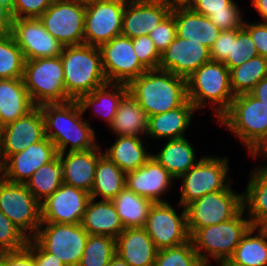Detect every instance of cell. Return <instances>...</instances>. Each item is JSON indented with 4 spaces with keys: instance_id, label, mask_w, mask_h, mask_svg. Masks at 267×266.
Segmentation results:
<instances>
[{
    "instance_id": "cell-1",
    "label": "cell",
    "mask_w": 267,
    "mask_h": 266,
    "mask_svg": "<svg viewBox=\"0 0 267 266\" xmlns=\"http://www.w3.org/2000/svg\"><path fill=\"white\" fill-rule=\"evenodd\" d=\"M39 107L45 136L55 145L57 153L86 151L99 145L98 133L86 120L77 100L45 103Z\"/></svg>"
},
{
    "instance_id": "cell-2",
    "label": "cell",
    "mask_w": 267,
    "mask_h": 266,
    "mask_svg": "<svg viewBox=\"0 0 267 266\" xmlns=\"http://www.w3.org/2000/svg\"><path fill=\"white\" fill-rule=\"evenodd\" d=\"M127 86L148 117L180 107L188 100L186 79L161 69L146 70Z\"/></svg>"
},
{
    "instance_id": "cell-3",
    "label": "cell",
    "mask_w": 267,
    "mask_h": 266,
    "mask_svg": "<svg viewBox=\"0 0 267 266\" xmlns=\"http://www.w3.org/2000/svg\"><path fill=\"white\" fill-rule=\"evenodd\" d=\"M186 81L188 100L197 112L209 108L217 121L230 108L235 96L230 83V70L223 62H206Z\"/></svg>"
},
{
    "instance_id": "cell-4",
    "label": "cell",
    "mask_w": 267,
    "mask_h": 266,
    "mask_svg": "<svg viewBox=\"0 0 267 266\" xmlns=\"http://www.w3.org/2000/svg\"><path fill=\"white\" fill-rule=\"evenodd\" d=\"M60 58L66 95L78 100L107 83L99 47L87 44L64 46Z\"/></svg>"
},
{
    "instance_id": "cell-5",
    "label": "cell",
    "mask_w": 267,
    "mask_h": 266,
    "mask_svg": "<svg viewBox=\"0 0 267 266\" xmlns=\"http://www.w3.org/2000/svg\"><path fill=\"white\" fill-rule=\"evenodd\" d=\"M217 123L238 138L248 156L267 139V107L250 93L236 95Z\"/></svg>"
},
{
    "instance_id": "cell-6",
    "label": "cell",
    "mask_w": 267,
    "mask_h": 266,
    "mask_svg": "<svg viewBox=\"0 0 267 266\" xmlns=\"http://www.w3.org/2000/svg\"><path fill=\"white\" fill-rule=\"evenodd\" d=\"M252 226L242 209L230 220L197 229L190 240L204 266H213L212 261L218 265L233 255L240 240Z\"/></svg>"
},
{
    "instance_id": "cell-7",
    "label": "cell",
    "mask_w": 267,
    "mask_h": 266,
    "mask_svg": "<svg viewBox=\"0 0 267 266\" xmlns=\"http://www.w3.org/2000/svg\"><path fill=\"white\" fill-rule=\"evenodd\" d=\"M228 156L203 155L177 180L181 183L178 203L184 208L207 193L227 189L232 185Z\"/></svg>"
},
{
    "instance_id": "cell-8",
    "label": "cell",
    "mask_w": 267,
    "mask_h": 266,
    "mask_svg": "<svg viewBox=\"0 0 267 266\" xmlns=\"http://www.w3.org/2000/svg\"><path fill=\"white\" fill-rule=\"evenodd\" d=\"M22 79L35 106L70 101L60 56L26 60Z\"/></svg>"
},
{
    "instance_id": "cell-9",
    "label": "cell",
    "mask_w": 267,
    "mask_h": 266,
    "mask_svg": "<svg viewBox=\"0 0 267 266\" xmlns=\"http://www.w3.org/2000/svg\"><path fill=\"white\" fill-rule=\"evenodd\" d=\"M190 236L206 226L216 225L234 218L242 209V193L230 185L225 190L207 193L186 207Z\"/></svg>"
},
{
    "instance_id": "cell-10",
    "label": "cell",
    "mask_w": 267,
    "mask_h": 266,
    "mask_svg": "<svg viewBox=\"0 0 267 266\" xmlns=\"http://www.w3.org/2000/svg\"><path fill=\"white\" fill-rule=\"evenodd\" d=\"M88 236L81 223H41L33 239L66 266H78Z\"/></svg>"
},
{
    "instance_id": "cell-11",
    "label": "cell",
    "mask_w": 267,
    "mask_h": 266,
    "mask_svg": "<svg viewBox=\"0 0 267 266\" xmlns=\"http://www.w3.org/2000/svg\"><path fill=\"white\" fill-rule=\"evenodd\" d=\"M144 228L158 250L190 241L186 209L179 203L175 206L171 201L154 203L149 210Z\"/></svg>"
},
{
    "instance_id": "cell-12",
    "label": "cell",
    "mask_w": 267,
    "mask_h": 266,
    "mask_svg": "<svg viewBox=\"0 0 267 266\" xmlns=\"http://www.w3.org/2000/svg\"><path fill=\"white\" fill-rule=\"evenodd\" d=\"M0 210L28 238L32 239L41 224V205L26 184L0 180Z\"/></svg>"
},
{
    "instance_id": "cell-13",
    "label": "cell",
    "mask_w": 267,
    "mask_h": 266,
    "mask_svg": "<svg viewBox=\"0 0 267 266\" xmlns=\"http://www.w3.org/2000/svg\"><path fill=\"white\" fill-rule=\"evenodd\" d=\"M85 11L84 3L55 0L39 20L62 45H81L84 44Z\"/></svg>"
},
{
    "instance_id": "cell-14",
    "label": "cell",
    "mask_w": 267,
    "mask_h": 266,
    "mask_svg": "<svg viewBox=\"0 0 267 266\" xmlns=\"http://www.w3.org/2000/svg\"><path fill=\"white\" fill-rule=\"evenodd\" d=\"M127 0H97L86 4L84 44L100 47L121 35Z\"/></svg>"
},
{
    "instance_id": "cell-15",
    "label": "cell",
    "mask_w": 267,
    "mask_h": 266,
    "mask_svg": "<svg viewBox=\"0 0 267 266\" xmlns=\"http://www.w3.org/2000/svg\"><path fill=\"white\" fill-rule=\"evenodd\" d=\"M99 49L107 82L128 85L147 70L139 62L132 39L127 36L118 35Z\"/></svg>"
},
{
    "instance_id": "cell-16",
    "label": "cell",
    "mask_w": 267,
    "mask_h": 266,
    "mask_svg": "<svg viewBox=\"0 0 267 266\" xmlns=\"http://www.w3.org/2000/svg\"><path fill=\"white\" fill-rule=\"evenodd\" d=\"M9 33L25 60L60 56L64 47L44 28L39 18H13Z\"/></svg>"
},
{
    "instance_id": "cell-17",
    "label": "cell",
    "mask_w": 267,
    "mask_h": 266,
    "mask_svg": "<svg viewBox=\"0 0 267 266\" xmlns=\"http://www.w3.org/2000/svg\"><path fill=\"white\" fill-rule=\"evenodd\" d=\"M90 198V193L63 183L40 203L41 223L80 224Z\"/></svg>"
},
{
    "instance_id": "cell-18",
    "label": "cell",
    "mask_w": 267,
    "mask_h": 266,
    "mask_svg": "<svg viewBox=\"0 0 267 266\" xmlns=\"http://www.w3.org/2000/svg\"><path fill=\"white\" fill-rule=\"evenodd\" d=\"M44 120L39 106L26 115L3 126L0 132V152L3 161L24 151L45 138Z\"/></svg>"
},
{
    "instance_id": "cell-19",
    "label": "cell",
    "mask_w": 267,
    "mask_h": 266,
    "mask_svg": "<svg viewBox=\"0 0 267 266\" xmlns=\"http://www.w3.org/2000/svg\"><path fill=\"white\" fill-rule=\"evenodd\" d=\"M174 181L176 182L153 156L143 166L126 173V187L154 203L168 202V192L176 186Z\"/></svg>"
},
{
    "instance_id": "cell-20",
    "label": "cell",
    "mask_w": 267,
    "mask_h": 266,
    "mask_svg": "<svg viewBox=\"0 0 267 266\" xmlns=\"http://www.w3.org/2000/svg\"><path fill=\"white\" fill-rule=\"evenodd\" d=\"M210 49L205 45L176 36L161 53L158 69L187 79L201 65L210 61Z\"/></svg>"
},
{
    "instance_id": "cell-21",
    "label": "cell",
    "mask_w": 267,
    "mask_h": 266,
    "mask_svg": "<svg viewBox=\"0 0 267 266\" xmlns=\"http://www.w3.org/2000/svg\"><path fill=\"white\" fill-rule=\"evenodd\" d=\"M57 155L55 145L45 137L4 161V179L11 183L25 184L36 170Z\"/></svg>"
},
{
    "instance_id": "cell-22",
    "label": "cell",
    "mask_w": 267,
    "mask_h": 266,
    "mask_svg": "<svg viewBox=\"0 0 267 266\" xmlns=\"http://www.w3.org/2000/svg\"><path fill=\"white\" fill-rule=\"evenodd\" d=\"M170 13L171 10L161 0H127L121 35L131 39L149 35Z\"/></svg>"
},
{
    "instance_id": "cell-23",
    "label": "cell",
    "mask_w": 267,
    "mask_h": 266,
    "mask_svg": "<svg viewBox=\"0 0 267 266\" xmlns=\"http://www.w3.org/2000/svg\"><path fill=\"white\" fill-rule=\"evenodd\" d=\"M86 151L58 153L63 165V183L91 193L98 159L104 154L103 147Z\"/></svg>"
},
{
    "instance_id": "cell-24",
    "label": "cell",
    "mask_w": 267,
    "mask_h": 266,
    "mask_svg": "<svg viewBox=\"0 0 267 266\" xmlns=\"http://www.w3.org/2000/svg\"><path fill=\"white\" fill-rule=\"evenodd\" d=\"M194 105L187 100L183 105L165 113L150 116L146 139L171 140L186 137L185 134L193 124ZM148 137V138H147Z\"/></svg>"
},
{
    "instance_id": "cell-25",
    "label": "cell",
    "mask_w": 267,
    "mask_h": 266,
    "mask_svg": "<svg viewBox=\"0 0 267 266\" xmlns=\"http://www.w3.org/2000/svg\"><path fill=\"white\" fill-rule=\"evenodd\" d=\"M128 93V86L121 83H110L94 89L89 94L82 95L77 101L84 115L90 113L97 119L101 118L106 127L112 123L123 97ZM93 113V114H92Z\"/></svg>"
},
{
    "instance_id": "cell-26",
    "label": "cell",
    "mask_w": 267,
    "mask_h": 266,
    "mask_svg": "<svg viewBox=\"0 0 267 266\" xmlns=\"http://www.w3.org/2000/svg\"><path fill=\"white\" fill-rule=\"evenodd\" d=\"M157 252L144 227L125 228L116 238V255L130 266H154Z\"/></svg>"
},
{
    "instance_id": "cell-27",
    "label": "cell",
    "mask_w": 267,
    "mask_h": 266,
    "mask_svg": "<svg viewBox=\"0 0 267 266\" xmlns=\"http://www.w3.org/2000/svg\"><path fill=\"white\" fill-rule=\"evenodd\" d=\"M145 137L115 136L111 146L103 149L104 154L113 161L123 172L128 173L143 166L151 157ZM148 146H147V145Z\"/></svg>"
},
{
    "instance_id": "cell-28",
    "label": "cell",
    "mask_w": 267,
    "mask_h": 266,
    "mask_svg": "<svg viewBox=\"0 0 267 266\" xmlns=\"http://www.w3.org/2000/svg\"><path fill=\"white\" fill-rule=\"evenodd\" d=\"M163 145L159 150L152 152V156L168 171V173L177 181L191 167H194L202 158L198 157L194 144L192 145L187 136L179 139L161 141Z\"/></svg>"
},
{
    "instance_id": "cell-29",
    "label": "cell",
    "mask_w": 267,
    "mask_h": 266,
    "mask_svg": "<svg viewBox=\"0 0 267 266\" xmlns=\"http://www.w3.org/2000/svg\"><path fill=\"white\" fill-rule=\"evenodd\" d=\"M81 224L89 235H106L114 239L125 229L112 200L90 198Z\"/></svg>"
},
{
    "instance_id": "cell-30",
    "label": "cell",
    "mask_w": 267,
    "mask_h": 266,
    "mask_svg": "<svg viewBox=\"0 0 267 266\" xmlns=\"http://www.w3.org/2000/svg\"><path fill=\"white\" fill-rule=\"evenodd\" d=\"M177 36L199 42L209 49L221 30L205 15L195 13L190 8L172 10Z\"/></svg>"
},
{
    "instance_id": "cell-31",
    "label": "cell",
    "mask_w": 267,
    "mask_h": 266,
    "mask_svg": "<svg viewBox=\"0 0 267 266\" xmlns=\"http://www.w3.org/2000/svg\"><path fill=\"white\" fill-rule=\"evenodd\" d=\"M148 120L147 113L128 92L121 100L108 130L112 136L146 137Z\"/></svg>"
},
{
    "instance_id": "cell-32",
    "label": "cell",
    "mask_w": 267,
    "mask_h": 266,
    "mask_svg": "<svg viewBox=\"0 0 267 266\" xmlns=\"http://www.w3.org/2000/svg\"><path fill=\"white\" fill-rule=\"evenodd\" d=\"M34 107L22 78L0 79V119L3 125L26 115Z\"/></svg>"
},
{
    "instance_id": "cell-33",
    "label": "cell",
    "mask_w": 267,
    "mask_h": 266,
    "mask_svg": "<svg viewBox=\"0 0 267 266\" xmlns=\"http://www.w3.org/2000/svg\"><path fill=\"white\" fill-rule=\"evenodd\" d=\"M247 185L242 192V204L251 224L257 226L267 217V170L255 166L248 174Z\"/></svg>"
},
{
    "instance_id": "cell-34",
    "label": "cell",
    "mask_w": 267,
    "mask_h": 266,
    "mask_svg": "<svg viewBox=\"0 0 267 266\" xmlns=\"http://www.w3.org/2000/svg\"><path fill=\"white\" fill-rule=\"evenodd\" d=\"M126 187V173L103 154L97 162L95 180L90 197L112 200Z\"/></svg>"
},
{
    "instance_id": "cell-35",
    "label": "cell",
    "mask_w": 267,
    "mask_h": 266,
    "mask_svg": "<svg viewBox=\"0 0 267 266\" xmlns=\"http://www.w3.org/2000/svg\"><path fill=\"white\" fill-rule=\"evenodd\" d=\"M228 261L236 266H267V235L252 226Z\"/></svg>"
},
{
    "instance_id": "cell-36",
    "label": "cell",
    "mask_w": 267,
    "mask_h": 266,
    "mask_svg": "<svg viewBox=\"0 0 267 266\" xmlns=\"http://www.w3.org/2000/svg\"><path fill=\"white\" fill-rule=\"evenodd\" d=\"M112 201L124 228L144 227L149 210L154 204L152 200L139 196L127 187L122 189Z\"/></svg>"
},
{
    "instance_id": "cell-37",
    "label": "cell",
    "mask_w": 267,
    "mask_h": 266,
    "mask_svg": "<svg viewBox=\"0 0 267 266\" xmlns=\"http://www.w3.org/2000/svg\"><path fill=\"white\" fill-rule=\"evenodd\" d=\"M25 184L39 203L51 196L63 184V165L59 155L36 170Z\"/></svg>"
},
{
    "instance_id": "cell-38",
    "label": "cell",
    "mask_w": 267,
    "mask_h": 266,
    "mask_svg": "<svg viewBox=\"0 0 267 266\" xmlns=\"http://www.w3.org/2000/svg\"><path fill=\"white\" fill-rule=\"evenodd\" d=\"M266 76L267 58L261 55L230 69V83L234 96L249 93Z\"/></svg>"
},
{
    "instance_id": "cell-39",
    "label": "cell",
    "mask_w": 267,
    "mask_h": 266,
    "mask_svg": "<svg viewBox=\"0 0 267 266\" xmlns=\"http://www.w3.org/2000/svg\"><path fill=\"white\" fill-rule=\"evenodd\" d=\"M25 61L12 35L0 34V79L22 78Z\"/></svg>"
},
{
    "instance_id": "cell-40",
    "label": "cell",
    "mask_w": 267,
    "mask_h": 266,
    "mask_svg": "<svg viewBox=\"0 0 267 266\" xmlns=\"http://www.w3.org/2000/svg\"><path fill=\"white\" fill-rule=\"evenodd\" d=\"M116 255V239L106 235H89L78 266H108Z\"/></svg>"
},
{
    "instance_id": "cell-41",
    "label": "cell",
    "mask_w": 267,
    "mask_h": 266,
    "mask_svg": "<svg viewBox=\"0 0 267 266\" xmlns=\"http://www.w3.org/2000/svg\"><path fill=\"white\" fill-rule=\"evenodd\" d=\"M154 266H204L194 250L192 241L185 244L160 249L157 252Z\"/></svg>"
},
{
    "instance_id": "cell-42",
    "label": "cell",
    "mask_w": 267,
    "mask_h": 266,
    "mask_svg": "<svg viewBox=\"0 0 267 266\" xmlns=\"http://www.w3.org/2000/svg\"><path fill=\"white\" fill-rule=\"evenodd\" d=\"M258 51L249 32L243 27L236 29V39L232 40V48L229 57L223 62L230 70L256 57Z\"/></svg>"
},
{
    "instance_id": "cell-43",
    "label": "cell",
    "mask_w": 267,
    "mask_h": 266,
    "mask_svg": "<svg viewBox=\"0 0 267 266\" xmlns=\"http://www.w3.org/2000/svg\"><path fill=\"white\" fill-rule=\"evenodd\" d=\"M28 238L0 210V253L26 247Z\"/></svg>"
},
{
    "instance_id": "cell-44",
    "label": "cell",
    "mask_w": 267,
    "mask_h": 266,
    "mask_svg": "<svg viewBox=\"0 0 267 266\" xmlns=\"http://www.w3.org/2000/svg\"><path fill=\"white\" fill-rule=\"evenodd\" d=\"M234 0L226 10L213 11L207 17L221 30H235L244 27L245 16L242 7ZM243 13V14H242Z\"/></svg>"
},
{
    "instance_id": "cell-45",
    "label": "cell",
    "mask_w": 267,
    "mask_h": 266,
    "mask_svg": "<svg viewBox=\"0 0 267 266\" xmlns=\"http://www.w3.org/2000/svg\"><path fill=\"white\" fill-rule=\"evenodd\" d=\"M132 44L139 62L147 70L158 69L161 53L156 48L149 35L133 38Z\"/></svg>"
},
{
    "instance_id": "cell-46",
    "label": "cell",
    "mask_w": 267,
    "mask_h": 266,
    "mask_svg": "<svg viewBox=\"0 0 267 266\" xmlns=\"http://www.w3.org/2000/svg\"><path fill=\"white\" fill-rule=\"evenodd\" d=\"M55 0H12L13 18H39Z\"/></svg>"
},
{
    "instance_id": "cell-47",
    "label": "cell",
    "mask_w": 267,
    "mask_h": 266,
    "mask_svg": "<svg viewBox=\"0 0 267 266\" xmlns=\"http://www.w3.org/2000/svg\"><path fill=\"white\" fill-rule=\"evenodd\" d=\"M149 36L160 53L165 51L177 36L173 14L170 13L153 28Z\"/></svg>"
},
{
    "instance_id": "cell-48",
    "label": "cell",
    "mask_w": 267,
    "mask_h": 266,
    "mask_svg": "<svg viewBox=\"0 0 267 266\" xmlns=\"http://www.w3.org/2000/svg\"><path fill=\"white\" fill-rule=\"evenodd\" d=\"M236 39L235 30L221 31L210 48V58L213 61L224 62L231 53L232 40Z\"/></svg>"
},
{
    "instance_id": "cell-49",
    "label": "cell",
    "mask_w": 267,
    "mask_h": 266,
    "mask_svg": "<svg viewBox=\"0 0 267 266\" xmlns=\"http://www.w3.org/2000/svg\"><path fill=\"white\" fill-rule=\"evenodd\" d=\"M244 28L249 32L258 55L267 58V23L245 20Z\"/></svg>"
},
{
    "instance_id": "cell-50",
    "label": "cell",
    "mask_w": 267,
    "mask_h": 266,
    "mask_svg": "<svg viewBox=\"0 0 267 266\" xmlns=\"http://www.w3.org/2000/svg\"><path fill=\"white\" fill-rule=\"evenodd\" d=\"M26 248L33 254L36 266H66L54 254L46 252L33 238L28 239Z\"/></svg>"
},
{
    "instance_id": "cell-51",
    "label": "cell",
    "mask_w": 267,
    "mask_h": 266,
    "mask_svg": "<svg viewBox=\"0 0 267 266\" xmlns=\"http://www.w3.org/2000/svg\"><path fill=\"white\" fill-rule=\"evenodd\" d=\"M0 260L6 266H36L33 254L26 247L18 251L1 252Z\"/></svg>"
},
{
    "instance_id": "cell-52",
    "label": "cell",
    "mask_w": 267,
    "mask_h": 266,
    "mask_svg": "<svg viewBox=\"0 0 267 266\" xmlns=\"http://www.w3.org/2000/svg\"><path fill=\"white\" fill-rule=\"evenodd\" d=\"M234 0H194L190 7L195 13L208 16L213 11L226 10Z\"/></svg>"
},
{
    "instance_id": "cell-53",
    "label": "cell",
    "mask_w": 267,
    "mask_h": 266,
    "mask_svg": "<svg viewBox=\"0 0 267 266\" xmlns=\"http://www.w3.org/2000/svg\"><path fill=\"white\" fill-rule=\"evenodd\" d=\"M10 5L11 2H0V34L10 31L13 21Z\"/></svg>"
},
{
    "instance_id": "cell-54",
    "label": "cell",
    "mask_w": 267,
    "mask_h": 266,
    "mask_svg": "<svg viewBox=\"0 0 267 266\" xmlns=\"http://www.w3.org/2000/svg\"><path fill=\"white\" fill-rule=\"evenodd\" d=\"M249 93L267 107V76L260 80Z\"/></svg>"
},
{
    "instance_id": "cell-55",
    "label": "cell",
    "mask_w": 267,
    "mask_h": 266,
    "mask_svg": "<svg viewBox=\"0 0 267 266\" xmlns=\"http://www.w3.org/2000/svg\"><path fill=\"white\" fill-rule=\"evenodd\" d=\"M249 157H251V159L253 158L254 161L258 158H261L260 161L266 160V163L262 161L260 162L261 164L259 163L257 166L267 170V139L264 140Z\"/></svg>"
},
{
    "instance_id": "cell-56",
    "label": "cell",
    "mask_w": 267,
    "mask_h": 266,
    "mask_svg": "<svg viewBox=\"0 0 267 266\" xmlns=\"http://www.w3.org/2000/svg\"><path fill=\"white\" fill-rule=\"evenodd\" d=\"M251 8L260 17L259 22L267 23V0H251Z\"/></svg>"
},
{
    "instance_id": "cell-57",
    "label": "cell",
    "mask_w": 267,
    "mask_h": 266,
    "mask_svg": "<svg viewBox=\"0 0 267 266\" xmlns=\"http://www.w3.org/2000/svg\"><path fill=\"white\" fill-rule=\"evenodd\" d=\"M171 11L187 9L193 5L194 0H161Z\"/></svg>"
},
{
    "instance_id": "cell-58",
    "label": "cell",
    "mask_w": 267,
    "mask_h": 266,
    "mask_svg": "<svg viewBox=\"0 0 267 266\" xmlns=\"http://www.w3.org/2000/svg\"><path fill=\"white\" fill-rule=\"evenodd\" d=\"M108 266H130L126 261L115 255L109 262Z\"/></svg>"
},
{
    "instance_id": "cell-59",
    "label": "cell",
    "mask_w": 267,
    "mask_h": 266,
    "mask_svg": "<svg viewBox=\"0 0 267 266\" xmlns=\"http://www.w3.org/2000/svg\"><path fill=\"white\" fill-rule=\"evenodd\" d=\"M267 235V217L257 225Z\"/></svg>"
},
{
    "instance_id": "cell-60",
    "label": "cell",
    "mask_w": 267,
    "mask_h": 266,
    "mask_svg": "<svg viewBox=\"0 0 267 266\" xmlns=\"http://www.w3.org/2000/svg\"><path fill=\"white\" fill-rule=\"evenodd\" d=\"M4 179V161L0 152V180Z\"/></svg>"
},
{
    "instance_id": "cell-61",
    "label": "cell",
    "mask_w": 267,
    "mask_h": 266,
    "mask_svg": "<svg viewBox=\"0 0 267 266\" xmlns=\"http://www.w3.org/2000/svg\"><path fill=\"white\" fill-rule=\"evenodd\" d=\"M218 266H236V265L231 264V263L227 260V261H223V262L219 263Z\"/></svg>"
},
{
    "instance_id": "cell-62",
    "label": "cell",
    "mask_w": 267,
    "mask_h": 266,
    "mask_svg": "<svg viewBox=\"0 0 267 266\" xmlns=\"http://www.w3.org/2000/svg\"><path fill=\"white\" fill-rule=\"evenodd\" d=\"M73 1H77V2H80V3L88 4L90 2H94V1H97V0H73Z\"/></svg>"
},
{
    "instance_id": "cell-63",
    "label": "cell",
    "mask_w": 267,
    "mask_h": 266,
    "mask_svg": "<svg viewBox=\"0 0 267 266\" xmlns=\"http://www.w3.org/2000/svg\"><path fill=\"white\" fill-rule=\"evenodd\" d=\"M3 124H2V121H1V119H0V132H1V129L3 128Z\"/></svg>"
},
{
    "instance_id": "cell-64",
    "label": "cell",
    "mask_w": 267,
    "mask_h": 266,
    "mask_svg": "<svg viewBox=\"0 0 267 266\" xmlns=\"http://www.w3.org/2000/svg\"><path fill=\"white\" fill-rule=\"evenodd\" d=\"M12 0H0V2H11Z\"/></svg>"
},
{
    "instance_id": "cell-65",
    "label": "cell",
    "mask_w": 267,
    "mask_h": 266,
    "mask_svg": "<svg viewBox=\"0 0 267 266\" xmlns=\"http://www.w3.org/2000/svg\"><path fill=\"white\" fill-rule=\"evenodd\" d=\"M0 266H6V265L0 260Z\"/></svg>"
}]
</instances>
